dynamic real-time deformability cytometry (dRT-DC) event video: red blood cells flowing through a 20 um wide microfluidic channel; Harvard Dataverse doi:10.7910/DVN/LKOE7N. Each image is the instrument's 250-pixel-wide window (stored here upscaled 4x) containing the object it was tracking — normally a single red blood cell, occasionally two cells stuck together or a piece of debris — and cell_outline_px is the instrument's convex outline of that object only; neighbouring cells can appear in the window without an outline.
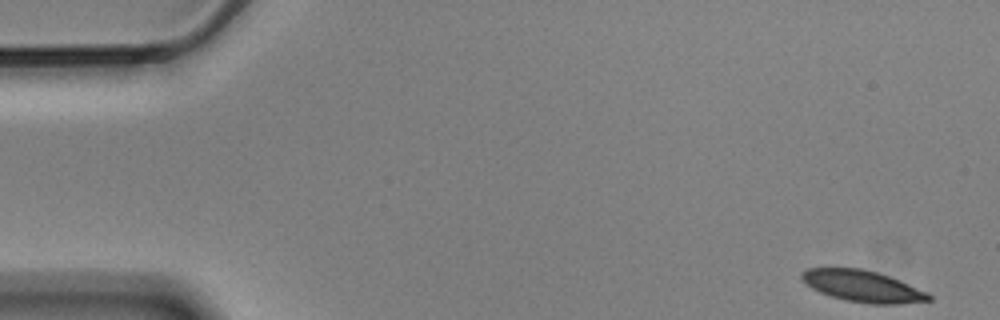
{"species": "Egyptian fruit bat (a non-hibernating species)", "species_latin": "Rousettus aegyptiacus", "temperature_condition": "cold", "stored_images_in_passage": 49, "camera_frame_rate_fps": 3000, "um_per_image_px": 0.085, "animal": {"sex": "male"}, "frame": {"image": 1, "passage_image": 1, "time_ms": 0.0, "image_size_px": [1000, 320], "cell_outline_px": [[932, 300], [900, 304], [868, 304], [844, 300], [820, 292], [812, 288], [800, 276], [800, 272], [808, 268], [860, 268], [876, 272], [900, 280], [928, 292], [932, 296]], "centroid_in_image_um": [73.35, 24.33], "position_along_channel_um": 11.6, "area_um2": 23.29}}
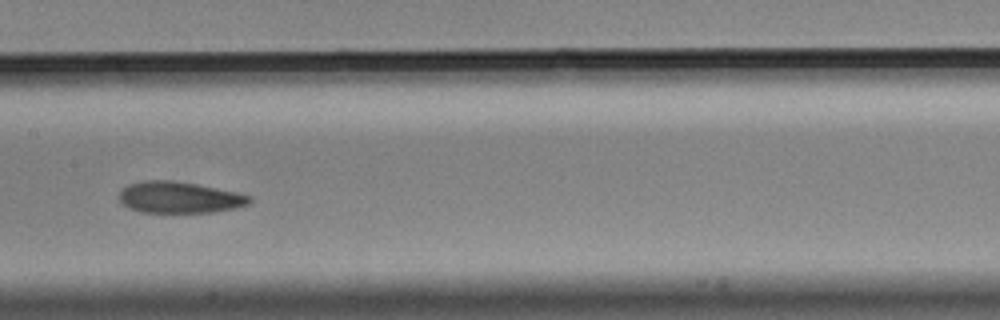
{"frame": {"image": 2, "passage_image": 27, "time_ms": 8.667, "image_size_px": [1000, 320], "cell_outline_px": [[252, 200], [248, 204], [236, 208], [212, 212], [140, 212], [128, 208], [120, 200], [120, 192], [128, 184], [144, 180], [172, 180], [196, 184], [236, 192], [252, 196]], "centroid_in_image_um": [15.25, 16.78], "position_along_channel_um": 192.1, "area_um2": 23.76}}
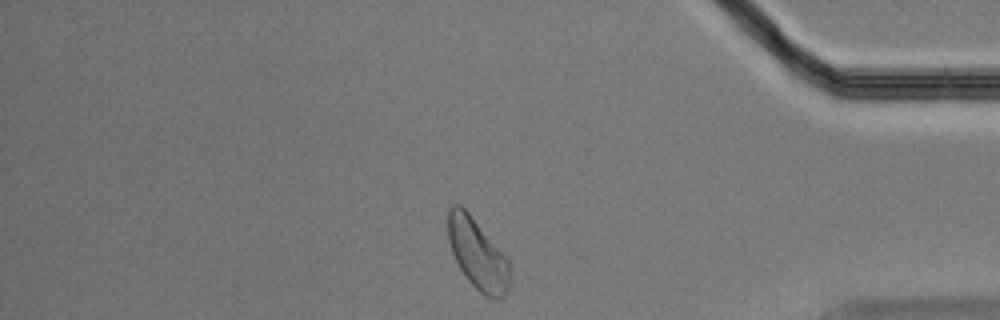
{"frame": {"image": 3, "passage_image": 47, "time_ms": 15.333, "image_size_px": [1000, 320], "cell_outline_px": [[512, 268], [508, 288], [504, 296], [500, 300], [484, 296], [464, 276], [452, 252], [448, 240], [448, 208], [452, 204], [460, 204], [468, 212], [508, 260]], "centroid_in_image_um": [40.59, 21.63], "position_along_channel_um": 394.6, "area_um2": 25.26}, "authors_computed_cell_mechanics": {"area_um2": 24.0448, "velocity_mm_per_s": 3.4763, "shape_relaxation_time_tau1_ms": 4.3825, "shape_relaxation_time_tau2_ms": 1.916, "deformation_change_tau1": 0.1202, "deformation_change_tau2": 0.064}}